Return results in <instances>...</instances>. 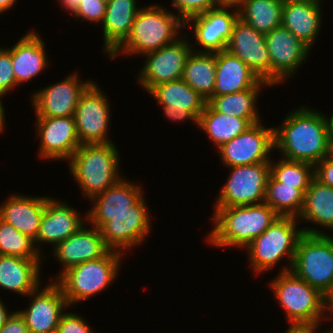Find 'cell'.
Returning a JSON list of instances; mask_svg holds the SVG:
<instances>
[{
	"mask_svg": "<svg viewBox=\"0 0 333 333\" xmlns=\"http://www.w3.org/2000/svg\"><path fill=\"white\" fill-rule=\"evenodd\" d=\"M2 97L3 96L0 95V133H3L4 129L6 128V127H4L5 124H6L5 123L6 122V120H5L6 115H5L4 105L2 104L3 103Z\"/></svg>",
	"mask_w": 333,
	"mask_h": 333,
	"instance_id": "49",
	"label": "cell"
},
{
	"mask_svg": "<svg viewBox=\"0 0 333 333\" xmlns=\"http://www.w3.org/2000/svg\"><path fill=\"white\" fill-rule=\"evenodd\" d=\"M314 178L333 188V162L326 157L314 165Z\"/></svg>",
	"mask_w": 333,
	"mask_h": 333,
	"instance_id": "42",
	"label": "cell"
},
{
	"mask_svg": "<svg viewBox=\"0 0 333 333\" xmlns=\"http://www.w3.org/2000/svg\"><path fill=\"white\" fill-rule=\"evenodd\" d=\"M160 5L140 7L130 34L108 56L110 59H115L120 54L131 57L143 56L182 37L180 30L181 27L186 28L185 22L177 14L169 11L170 9Z\"/></svg>",
	"mask_w": 333,
	"mask_h": 333,
	"instance_id": "3",
	"label": "cell"
},
{
	"mask_svg": "<svg viewBox=\"0 0 333 333\" xmlns=\"http://www.w3.org/2000/svg\"><path fill=\"white\" fill-rule=\"evenodd\" d=\"M6 304L0 298V328L7 322L13 312L8 311Z\"/></svg>",
	"mask_w": 333,
	"mask_h": 333,
	"instance_id": "45",
	"label": "cell"
},
{
	"mask_svg": "<svg viewBox=\"0 0 333 333\" xmlns=\"http://www.w3.org/2000/svg\"><path fill=\"white\" fill-rule=\"evenodd\" d=\"M281 123L274 127V149L280 157L313 165L326 157L330 132L321 110L299 106Z\"/></svg>",
	"mask_w": 333,
	"mask_h": 333,
	"instance_id": "1",
	"label": "cell"
},
{
	"mask_svg": "<svg viewBox=\"0 0 333 333\" xmlns=\"http://www.w3.org/2000/svg\"><path fill=\"white\" fill-rule=\"evenodd\" d=\"M271 60V87L295 75L310 56V48L282 25L265 34Z\"/></svg>",
	"mask_w": 333,
	"mask_h": 333,
	"instance_id": "15",
	"label": "cell"
},
{
	"mask_svg": "<svg viewBox=\"0 0 333 333\" xmlns=\"http://www.w3.org/2000/svg\"><path fill=\"white\" fill-rule=\"evenodd\" d=\"M66 202L47 196L37 238L34 241L40 253L42 252L40 244L42 246L49 244L54 248L85 224L87 213L80 216L81 214L76 211L75 207H71Z\"/></svg>",
	"mask_w": 333,
	"mask_h": 333,
	"instance_id": "21",
	"label": "cell"
},
{
	"mask_svg": "<svg viewBox=\"0 0 333 333\" xmlns=\"http://www.w3.org/2000/svg\"><path fill=\"white\" fill-rule=\"evenodd\" d=\"M230 174L215 200L214 207L264 203L270 177V162L228 167Z\"/></svg>",
	"mask_w": 333,
	"mask_h": 333,
	"instance_id": "9",
	"label": "cell"
},
{
	"mask_svg": "<svg viewBox=\"0 0 333 333\" xmlns=\"http://www.w3.org/2000/svg\"><path fill=\"white\" fill-rule=\"evenodd\" d=\"M41 254L37 250L33 239L20 233L14 226L0 219V255L43 261V258L46 259L47 256Z\"/></svg>",
	"mask_w": 333,
	"mask_h": 333,
	"instance_id": "37",
	"label": "cell"
},
{
	"mask_svg": "<svg viewBox=\"0 0 333 333\" xmlns=\"http://www.w3.org/2000/svg\"><path fill=\"white\" fill-rule=\"evenodd\" d=\"M326 158L333 162V135L329 136Z\"/></svg>",
	"mask_w": 333,
	"mask_h": 333,
	"instance_id": "50",
	"label": "cell"
},
{
	"mask_svg": "<svg viewBox=\"0 0 333 333\" xmlns=\"http://www.w3.org/2000/svg\"><path fill=\"white\" fill-rule=\"evenodd\" d=\"M185 37L187 32L176 42L142 56L146 60L137 81L144 91L148 93L156 85L182 79L186 60L193 51V43Z\"/></svg>",
	"mask_w": 333,
	"mask_h": 333,
	"instance_id": "12",
	"label": "cell"
},
{
	"mask_svg": "<svg viewBox=\"0 0 333 333\" xmlns=\"http://www.w3.org/2000/svg\"><path fill=\"white\" fill-rule=\"evenodd\" d=\"M297 219L333 231V188L313 178L304 193L303 207Z\"/></svg>",
	"mask_w": 333,
	"mask_h": 333,
	"instance_id": "31",
	"label": "cell"
},
{
	"mask_svg": "<svg viewBox=\"0 0 333 333\" xmlns=\"http://www.w3.org/2000/svg\"><path fill=\"white\" fill-rule=\"evenodd\" d=\"M174 13L186 22L189 18L219 7L217 0H170ZM177 9V10H176Z\"/></svg>",
	"mask_w": 333,
	"mask_h": 333,
	"instance_id": "38",
	"label": "cell"
},
{
	"mask_svg": "<svg viewBox=\"0 0 333 333\" xmlns=\"http://www.w3.org/2000/svg\"><path fill=\"white\" fill-rule=\"evenodd\" d=\"M182 80L208 101L213 96L216 81L215 53L192 51L186 60Z\"/></svg>",
	"mask_w": 333,
	"mask_h": 333,
	"instance_id": "33",
	"label": "cell"
},
{
	"mask_svg": "<svg viewBox=\"0 0 333 333\" xmlns=\"http://www.w3.org/2000/svg\"><path fill=\"white\" fill-rule=\"evenodd\" d=\"M317 330L310 327H288L284 333H317Z\"/></svg>",
	"mask_w": 333,
	"mask_h": 333,
	"instance_id": "47",
	"label": "cell"
},
{
	"mask_svg": "<svg viewBox=\"0 0 333 333\" xmlns=\"http://www.w3.org/2000/svg\"><path fill=\"white\" fill-rule=\"evenodd\" d=\"M17 0H0V15L16 5Z\"/></svg>",
	"mask_w": 333,
	"mask_h": 333,
	"instance_id": "48",
	"label": "cell"
},
{
	"mask_svg": "<svg viewBox=\"0 0 333 333\" xmlns=\"http://www.w3.org/2000/svg\"><path fill=\"white\" fill-rule=\"evenodd\" d=\"M52 250L55 260L62 264V271L55 276L56 279L70 267L103 257L109 251L100 229L89 225L87 220L74 234L58 243Z\"/></svg>",
	"mask_w": 333,
	"mask_h": 333,
	"instance_id": "22",
	"label": "cell"
},
{
	"mask_svg": "<svg viewBox=\"0 0 333 333\" xmlns=\"http://www.w3.org/2000/svg\"><path fill=\"white\" fill-rule=\"evenodd\" d=\"M219 5L237 6L241 0H217Z\"/></svg>",
	"mask_w": 333,
	"mask_h": 333,
	"instance_id": "51",
	"label": "cell"
},
{
	"mask_svg": "<svg viewBox=\"0 0 333 333\" xmlns=\"http://www.w3.org/2000/svg\"><path fill=\"white\" fill-rule=\"evenodd\" d=\"M34 30L28 31L11 47V59L18 87L48 68L45 41Z\"/></svg>",
	"mask_w": 333,
	"mask_h": 333,
	"instance_id": "25",
	"label": "cell"
},
{
	"mask_svg": "<svg viewBox=\"0 0 333 333\" xmlns=\"http://www.w3.org/2000/svg\"><path fill=\"white\" fill-rule=\"evenodd\" d=\"M291 270L328 297L333 292V237L315 227H303Z\"/></svg>",
	"mask_w": 333,
	"mask_h": 333,
	"instance_id": "7",
	"label": "cell"
},
{
	"mask_svg": "<svg viewBox=\"0 0 333 333\" xmlns=\"http://www.w3.org/2000/svg\"><path fill=\"white\" fill-rule=\"evenodd\" d=\"M216 81L213 96H221L255 87L261 79L228 50L215 52Z\"/></svg>",
	"mask_w": 333,
	"mask_h": 333,
	"instance_id": "26",
	"label": "cell"
},
{
	"mask_svg": "<svg viewBox=\"0 0 333 333\" xmlns=\"http://www.w3.org/2000/svg\"><path fill=\"white\" fill-rule=\"evenodd\" d=\"M145 195L142 186L122 177L116 184L94 196L87 213V222L101 229L111 217L130 210Z\"/></svg>",
	"mask_w": 333,
	"mask_h": 333,
	"instance_id": "23",
	"label": "cell"
},
{
	"mask_svg": "<svg viewBox=\"0 0 333 333\" xmlns=\"http://www.w3.org/2000/svg\"><path fill=\"white\" fill-rule=\"evenodd\" d=\"M101 90V86L93 81L79 97L74 119L81 145L112 142L108 138L111 123L110 101Z\"/></svg>",
	"mask_w": 333,
	"mask_h": 333,
	"instance_id": "10",
	"label": "cell"
},
{
	"mask_svg": "<svg viewBox=\"0 0 333 333\" xmlns=\"http://www.w3.org/2000/svg\"><path fill=\"white\" fill-rule=\"evenodd\" d=\"M296 217L279 216L260 236H257L244 249L250 269L259 273L267 272L287 256L288 264L280 272L291 270L299 238L304 234L303 228L297 227Z\"/></svg>",
	"mask_w": 333,
	"mask_h": 333,
	"instance_id": "6",
	"label": "cell"
},
{
	"mask_svg": "<svg viewBox=\"0 0 333 333\" xmlns=\"http://www.w3.org/2000/svg\"><path fill=\"white\" fill-rule=\"evenodd\" d=\"M35 120L36 134L40 137L39 158L68 161L81 146L74 117H36Z\"/></svg>",
	"mask_w": 333,
	"mask_h": 333,
	"instance_id": "19",
	"label": "cell"
},
{
	"mask_svg": "<svg viewBox=\"0 0 333 333\" xmlns=\"http://www.w3.org/2000/svg\"><path fill=\"white\" fill-rule=\"evenodd\" d=\"M27 196L10 194L0 205V219L35 241L47 196Z\"/></svg>",
	"mask_w": 333,
	"mask_h": 333,
	"instance_id": "24",
	"label": "cell"
},
{
	"mask_svg": "<svg viewBox=\"0 0 333 333\" xmlns=\"http://www.w3.org/2000/svg\"><path fill=\"white\" fill-rule=\"evenodd\" d=\"M322 2L285 3L282 7L281 25L291 31L311 50L322 28Z\"/></svg>",
	"mask_w": 333,
	"mask_h": 333,
	"instance_id": "28",
	"label": "cell"
},
{
	"mask_svg": "<svg viewBox=\"0 0 333 333\" xmlns=\"http://www.w3.org/2000/svg\"><path fill=\"white\" fill-rule=\"evenodd\" d=\"M264 203H267L279 216L298 218L304 203V192L294 186L280 183L270 175Z\"/></svg>",
	"mask_w": 333,
	"mask_h": 333,
	"instance_id": "35",
	"label": "cell"
},
{
	"mask_svg": "<svg viewBox=\"0 0 333 333\" xmlns=\"http://www.w3.org/2000/svg\"><path fill=\"white\" fill-rule=\"evenodd\" d=\"M137 0H111L107 3L102 22L104 45L107 57L127 38L140 8Z\"/></svg>",
	"mask_w": 333,
	"mask_h": 333,
	"instance_id": "29",
	"label": "cell"
},
{
	"mask_svg": "<svg viewBox=\"0 0 333 333\" xmlns=\"http://www.w3.org/2000/svg\"><path fill=\"white\" fill-rule=\"evenodd\" d=\"M271 86L261 80L255 87L241 92L212 96L207 103L215 110L229 116L247 119L252 125L262 122L257 105L262 88Z\"/></svg>",
	"mask_w": 333,
	"mask_h": 333,
	"instance_id": "30",
	"label": "cell"
},
{
	"mask_svg": "<svg viewBox=\"0 0 333 333\" xmlns=\"http://www.w3.org/2000/svg\"><path fill=\"white\" fill-rule=\"evenodd\" d=\"M43 285L27 295L31 299L29 307L18 310L30 333H55L64 310L70 308L55 281Z\"/></svg>",
	"mask_w": 333,
	"mask_h": 333,
	"instance_id": "17",
	"label": "cell"
},
{
	"mask_svg": "<svg viewBox=\"0 0 333 333\" xmlns=\"http://www.w3.org/2000/svg\"><path fill=\"white\" fill-rule=\"evenodd\" d=\"M283 4L280 0H241L238 17L261 33L281 26Z\"/></svg>",
	"mask_w": 333,
	"mask_h": 333,
	"instance_id": "34",
	"label": "cell"
},
{
	"mask_svg": "<svg viewBox=\"0 0 333 333\" xmlns=\"http://www.w3.org/2000/svg\"><path fill=\"white\" fill-rule=\"evenodd\" d=\"M101 1H104L106 3H109L111 0H101Z\"/></svg>",
	"mask_w": 333,
	"mask_h": 333,
	"instance_id": "54",
	"label": "cell"
},
{
	"mask_svg": "<svg viewBox=\"0 0 333 333\" xmlns=\"http://www.w3.org/2000/svg\"><path fill=\"white\" fill-rule=\"evenodd\" d=\"M148 94L162 106V112L170 122L190 120L198 128L207 101L182 79L156 85Z\"/></svg>",
	"mask_w": 333,
	"mask_h": 333,
	"instance_id": "18",
	"label": "cell"
},
{
	"mask_svg": "<svg viewBox=\"0 0 333 333\" xmlns=\"http://www.w3.org/2000/svg\"><path fill=\"white\" fill-rule=\"evenodd\" d=\"M327 120H328V127H329L330 135H333V112H332V115H330V117L327 115Z\"/></svg>",
	"mask_w": 333,
	"mask_h": 333,
	"instance_id": "53",
	"label": "cell"
},
{
	"mask_svg": "<svg viewBox=\"0 0 333 333\" xmlns=\"http://www.w3.org/2000/svg\"><path fill=\"white\" fill-rule=\"evenodd\" d=\"M226 50L237 56L261 80L271 86V60L264 33L238 18L234 23Z\"/></svg>",
	"mask_w": 333,
	"mask_h": 333,
	"instance_id": "20",
	"label": "cell"
},
{
	"mask_svg": "<svg viewBox=\"0 0 333 333\" xmlns=\"http://www.w3.org/2000/svg\"><path fill=\"white\" fill-rule=\"evenodd\" d=\"M143 196L130 210L111 217L101 229L105 246L123 255L146 241L152 229L149 207Z\"/></svg>",
	"mask_w": 333,
	"mask_h": 333,
	"instance_id": "11",
	"label": "cell"
},
{
	"mask_svg": "<svg viewBox=\"0 0 333 333\" xmlns=\"http://www.w3.org/2000/svg\"><path fill=\"white\" fill-rule=\"evenodd\" d=\"M274 150V127L261 122L252 125L244 133L222 145L219 153L221 164L228 167L270 162Z\"/></svg>",
	"mask_w": 333,
	"mask_h": 333,
	"instance_id": "13",
	"label": "cell"
},
{
	"mask_svg": "<svg viewBox=\"0 0 333 333\" xmlns=\"http://www.w3.org/2000/svg\"><path fill=\"white\" fill-rule=\"evenodd\" d=\"M0 333H30L25 319L18 310L14 311L0 328Z\"/></svg>",
	"mask_w": 333,
	"mask_h": 333,
	"instance_id": "43",
	"label": "cell"
},
{
	"mask_svg": "<svg viewBox=\"0 0 333 333\" xmlns=\"http://www.w3.org/2000/svg\"><path fill=\"white\" fill-rule=\"evenodd\" d=\"M79 77L75 71L62 81L33 92L30 101L35 117H74L80 95L93 82Z\"/></svg>",
	"mask_w": 333,
	"mask_h": 333,
	"instance_id": "16",
	"label": "cell"
},
{
	"mask_svg": "<svg viewBox=\"0 0 333 333\" xmlns=\"http://www.w3.org/2000/svg\"><path fill=\"white\" fill-rule=\"evenodd\" d=\"M80 1L82 0H58L60 6L62 5L61 8H64L67 13L70 11L69 14H73L77 10Z\"/></svg>",
	"mask_w": 333,
	"mask_h": 333,
	"instance_id": "44",
	"label": "cell"
},
{
	"mask_svg": "<svg viewBox=\"0 0 333 333\" xmlns=\"http://www.w3.org/2000/svg\"><path fill=\"white\" fill-rule=\"evenodd\" d=\"M42 261L0 255V288L26 296L41 285Z\"/></svg>",
	"mask_w": 333,
	"mask_h": 333,
	"instance_id": "27",
	"label": "cell"
},
{
	"mask_svg": "<svg viewBox=\"0 0 333 333\" xmlns=\"http://www.w3.org/2000/svg\"><path fill=\"white\" fill-rule=\"evenodd\" d=\"M214 225L206 242L219 248H245L260 236L279 215L267 204L214 207Z\"/></svg>",
	"mask_w": 333,
	"mask_h": 333,
	"instance_id": "2",
	"label": "cell"
},
{
	"mask_svg": "<svg viewBox=\"0 0 333 333\" xmlns=\"http://www.w3.org/2000/svg\"><path fill=\"white\" fill-rule=\"evenodd\" d=\"M16 77L11 59V47H0V95L6 96L11 89L17 88Z\"/></svg>",
	"mask_w": 333,
	"mask_h": 333,
	"instance_id": "40",
	"label": "cell"
},
{
	"mask_svg": "<svg viewBox=\"0 0 333 333\" xmlns=\"http://www.w3.org/2000/svg\"><path fill=\"white\" fill-rule=\"evenodd\" d=\"M270 161V175L278 182L307 191L314 178V165L304 161L288 160L280 157Z\"/></svg>",
	"mask_w": 333,
	"mask_h": 333,
	"instance_id": "36",
	"label": "cell"
},
{
	"mask_svg": "<svg viewBox=\"0 0 333 333\" xmlns=\"http://www.w3.org/2000/svg\"><path fill=\"white\" fill-rule=\"evenodd\" d=\"M282 4L285 3H316V2H322V0H280Z\"/></svg>",
	"mask_w": 333,
	"mask_h": 333,
	"instance_id": "52",
	"label": "cell"
},
{
	"mask_svg": "<svg viewBox=\"0 0 333 333\" xmlns=\"http://www.w3.org/2000/svg\"><path fill=\"white\" fill-rule=\"evenodd\" d=\"M326 321L330 318L333 319V292L327 297V302H326ZM329 312V313H328ZM329 314V315H328ZM333 320H331L332 322ZM328 332L333 333V328H330L329 330L327 329Z\"/></svg>",
	"mask_w": 333,
	"mask_h": 333,
	"instance_id": "46",
	"label": "cell"
},
{
	"mask_svg": "<svg viewBox=\"0 0 333 333\" xmlns=\"http://www.w3.org/2000/svg\"><path fill=\"white\" fill-rule=\"evenodd\" d=\"M123 254L108 251L103 257L70 267L54 281L70 306L87 301L112 285L119 275Z\"/></svg>",
	"mask_w": 333,
	"mask_h": 333,
	"instance_id": "8",
	"label": "cell"
},
{
	"mask_svg": "<svg viewBox=\"0 0 333 333\" xmlns=\"http://www.w3.org/2000/svg\"><path fill=\"white\" fill-rule=\"evenodd\" d=\"M67 162L84 199L91 200L122 178L119 151L114 142L81 145Z\"/></svg>",
	"mask_w": 333,
	"mask_h": 333,
	"instance_id": "5",
	"label": "cell"
},
{
	"mask_svg": "<svg viewBox=\"0 0 333 333\" xmlns=\"http://www.w3.org/2000/svg\"><path fill=\"white\" fill-rule=\"evenodd\" d=\"M88 323L81 315L65 311L55 333H95Z\"/></svg>",
	"mask_w": 333,
	"mask_h": 333,
	"instance_id": "41",
	"label": "cell"
},
{
	"mask_svg": "<svg viewBox=\"0 0 333 333\" xmlns=\"http://www.w3.org/2000/svg\"><path fill=\"white\" fill-rule=\"evenodd\" d=\"M278 304L285 311L289 327L320 329L326 320L327 297L299 278L292 270L280 272L269 281ZM325 315V316H324Z\"/></svg>",
	"mask_w": 333,
	"mask_h": 333,
	"instance_id": "4",
	"label": "cell"
},
{
	"mask_svg": "<svg viewBox=\"0 0 333 333\" xmlns=\"http://www.w3.org/2000/svg\"><path fill=\"white\" fill-rule=\"evenodd\" d=\"M238 18L237 6L225 5H220L217 8L189 18L185 22V26L192 27L191 29L194 31V43L196 46L195 44L192 45V50L214 53L226 50L234 23Z\"/></svg>",
	"mask_w": 333,
	"mask_h": 333,
	"instance_id": "14",
	"label": "cell"
},
{
	"mask_svg": "<svg viewBox=\"0 0 333 333\" xmlns=\"http://www.w3.org/2000/svg\"><path fill=\"white\" fill-rule=\"evenodd\" d=\"M251 126L247 119L215 111L208 103L198 120V129L207 134L208 139L217 149L244 133Z\"/></svg>",
	"mask_w": 333,
	"mask_h": 333,
	"instance_id": "32",
	"label": "cell"
},
{
	"mask_svg": "<svg viewBox=\"0 0 333 333\" xmlns=\"http://www.w3.org/2000/svg\"><path fill=\"white\" fill-rule=\"evenodd\" d=\"M107 3L101 0H82L79 7L72 14L78 21H89V23L102 24L106 13Z\"/></svg>",
	"mask_w": 333,
	"mask_h": 333,
	"instance_id": "39",
	"label": "cell"
}]
</instances>
